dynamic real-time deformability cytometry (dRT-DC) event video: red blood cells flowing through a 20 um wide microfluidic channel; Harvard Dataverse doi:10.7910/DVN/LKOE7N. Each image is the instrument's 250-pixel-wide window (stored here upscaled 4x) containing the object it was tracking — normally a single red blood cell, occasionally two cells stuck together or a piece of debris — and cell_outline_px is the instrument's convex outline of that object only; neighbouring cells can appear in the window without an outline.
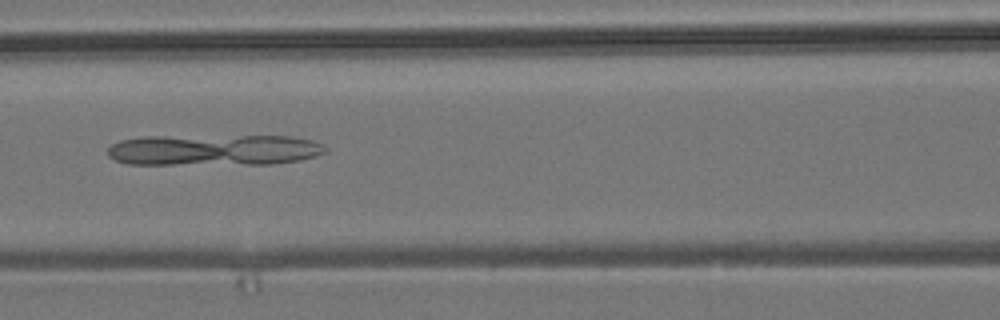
{"species": "common noctule bat (a hibernating species)", "species_latin": "Nyctalus noctula", "temperature_condition": "room temperature", "stored_images_in_passage": 7, "camera_frame_rate_fps": 3000, "um_per_image_px": 0.085, "animal": {"sex": "male", "body_mass_g": 19.2, "forearm_length_mm": 51.8}, "frame": {"image": 1, "passage_image": 7, "time_ms": 6.667, "image_size_px": [1000, 320], "cell_outline_px": [[328, 152], [316, 156], [300, 160], [272, 164], [128, 164], [116, 160], [108, 156], [108, 148], [112, 144], [120, 140], [144, 136], [292, 136], [312, 140], [324, 144], [328, 148]], "centroid_in_image_um": [18.23, 12.74], "position_along_channel_um": 148.4, "area_um2": 39.94}}